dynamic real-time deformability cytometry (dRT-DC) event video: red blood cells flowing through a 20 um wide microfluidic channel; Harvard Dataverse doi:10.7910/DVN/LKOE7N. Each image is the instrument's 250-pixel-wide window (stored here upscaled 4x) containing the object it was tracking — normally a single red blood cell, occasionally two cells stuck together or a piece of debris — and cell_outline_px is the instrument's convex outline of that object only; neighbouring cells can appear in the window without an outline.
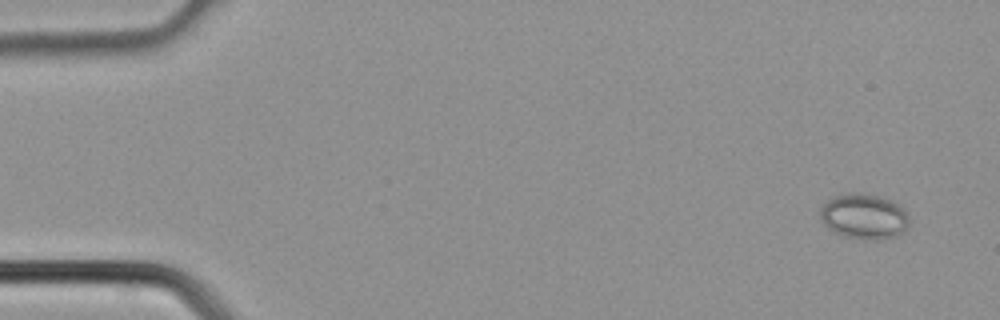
{"species": "common noctule bat (a hibernating species)", "species_latin": "Nyctalus noctula", "temperature_condition": "cold", "stored_images_in_passage": 4, "camera_frame_rate_fps": 3000, "um_per_image_px": 0.085, "animal": {"sex": "male", "body_mass_g": 21.5, "forearm_length_mm": 52.0}, "frame": {"image": 1, "passage_image": 1, "time_ms": 0.0, "image_size_px": [1000, 320], "cell_outline_px": [[908, 224], [904, 232], [896, 236], [872, 240], [844, 236], [828, 228], [820, 220], [820, 208], [832, 196], [848, 192], [860, 192], [880, 196], [896, 204], [908, 212]], "centroid_in_image_um": [73.42, 18.38], "position_along_channel_um": 11.6, "area_um2": 23.52}}